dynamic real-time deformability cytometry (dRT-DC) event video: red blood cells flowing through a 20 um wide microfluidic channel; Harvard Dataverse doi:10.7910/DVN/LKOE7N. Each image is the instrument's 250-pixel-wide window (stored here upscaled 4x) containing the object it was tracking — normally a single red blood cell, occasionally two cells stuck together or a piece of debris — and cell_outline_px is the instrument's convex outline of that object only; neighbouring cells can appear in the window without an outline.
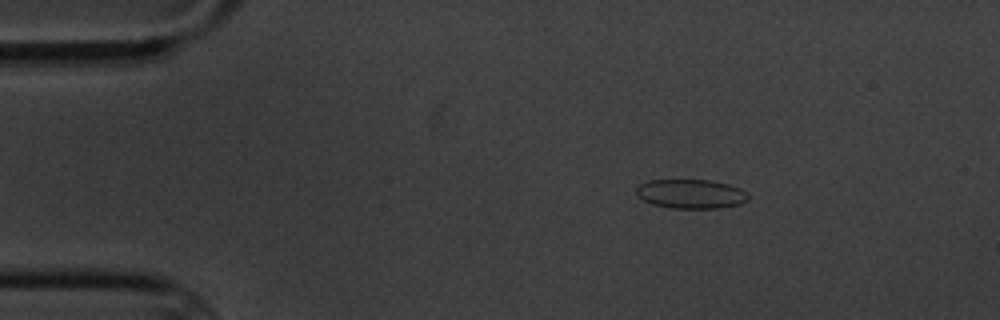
{"species": "common noctule bat (a hibernating species)", "species_latin": "Nyctalus noctula", "temperature_condition": "cold", "stored_images_in_passage": 4, "camera_frame_rate_fps": 3000, "um_per_image_px": 0.085, "animal": {"sex": "male", "body_mass_g": 20.1, "forearm_length_mm": 53.5}, "frame": {"image": 1, "passage_image": 2, "time_ms": 1.333, "image_size_px": [1000, 320], "cell_outline_px": [[748, 200], [740, 204], [720, 208], [672, 208], [652, 204], [636, 196], [636, 188], [640, 184], [648, 180], [712, 180], [728, 184], [740, 188], [748, 192]], "centroid_in_image_um": [58.73, 16.48], "position_along_channel_um": 26.3, "area_um2": 19.19}}